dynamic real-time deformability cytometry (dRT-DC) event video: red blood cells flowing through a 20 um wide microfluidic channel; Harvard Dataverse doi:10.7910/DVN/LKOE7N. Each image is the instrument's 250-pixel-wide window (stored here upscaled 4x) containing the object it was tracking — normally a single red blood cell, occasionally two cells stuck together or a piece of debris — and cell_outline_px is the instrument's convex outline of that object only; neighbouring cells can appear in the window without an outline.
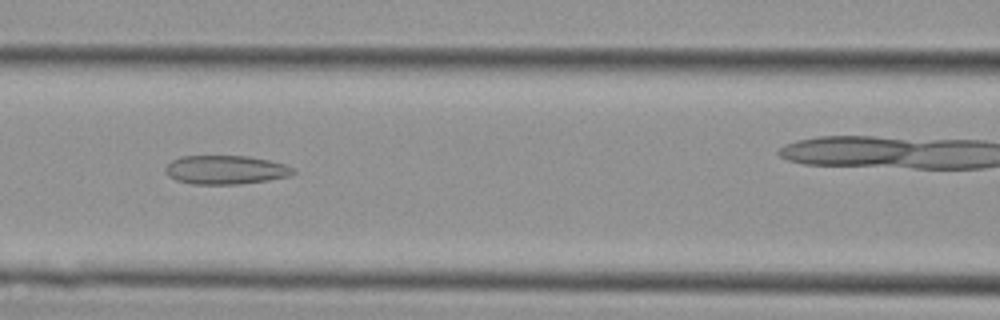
{"species": "Egyptian fruit bat (a non-hibernating species)", "species_latin": "Rousettus aegyptiacus", "temperature_condition": "cold", "stored_images_in_passage": 36, "camera_frame_rate_fps": 3000, "um_per_image_px": 0.085, "animal": {"sex": "female"}, "frame": {"image": 1, "passage_image": 19, "time_ms": 6.0, "image_size_px": [1000, 320], "cell_outline_px": [[296, 172], [292, 176], [268, 180], [240, 184], [192, 184], [176, 180], [168, 176], [164, 172], [164, 168], [172, 160], [180, 156], [248, 156], [268, 160], [284, 164], [296, 168]], "centroid_in_image_um": [19.19, 14.44], "position_along_channel_um": 147.4, "area_um2": 21.68}}
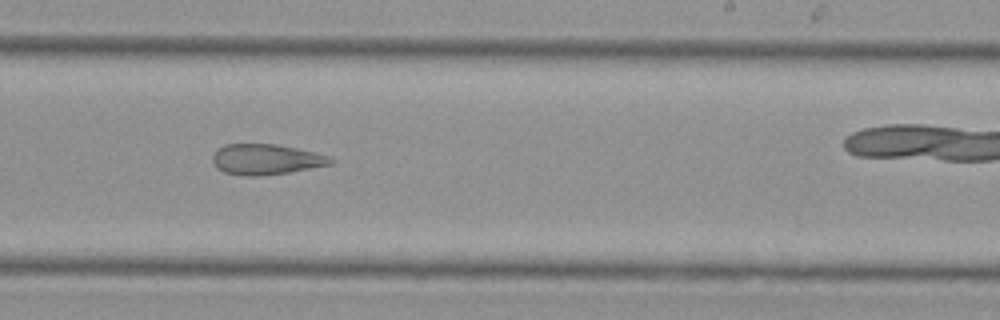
{"frame": {"image": 2, "passage_image": 27, "time_ms": 8.667, "image_size_px": [1000, 320], "cell_outline_px": [[336, 160], [332, 164], [288, 172], [256, 176], [248, 176], [224, 172], [216, 168], [212, 160], [212, 156], [224, 144], [276, 144], [296, 148], [328, 156]], "centroid_in_image_um": [22.6, 13.54], "position_along_channel_um": 266.4, "area_um2": 20.75}}
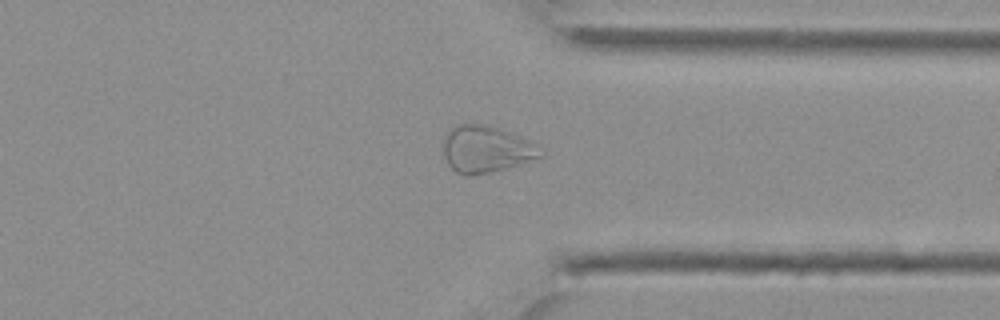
{"frame": {"image": 3, "passage_image": 34, "time_ms": 11.0, "image_size_px": [1000, 320], "cell_outline_px": [[544, 156], [504, 168], [488, 172], [468, 176], [464, 176], [456, 172], [448, 164], [444, 156], [444, 140], [448, 132], [452, 128], [460, 124], [488, 124], [500, 128], [520, 136], [528, 140], [544, 152]], "centroid_in_image_um": [41.31, 12.67], "position_along_channel_um": 370.1, "area_um2": 26.18}}